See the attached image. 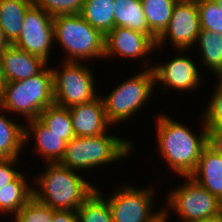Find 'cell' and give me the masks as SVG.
Instances as JSON below:
<instances>
[{"label": "cell", "mask_w": 222, "mask_h": 222, "mask_svg": "<svg viewBox=\"0 0 222 222\" xmlns=\"http://www.w3.org/2000/svg\"><path fill=\"white\" fill-rule=\"evenodd\" d=\"M156 121L157 145L162 159L178 176H190L197 167L203 149L208 145L204 122L201 133L196 134L167 114L158 115Z\"/></svg>", "instance_id": "cell-1"}, {"label": "cell", "mask_w": 222, "mask_h": 222, "mask_svg": "<svg viewBox=\"0 0 222 222\" xmlns=\"http://www.w3.org/2000/svg\"><path fill=\"white\" fill-rule=\"evenodd\" d=\"M42 172L34 178L33 197L53 210L77 211L97 189L59 162L45 163Z\"/></svg>", "instance_id": "cell-2"}, {"label": "cell", "mask_w": 222, "mask_h": 222, "mask_svg": "<svg viewBox=\"0 0 222 222\" xmlns=\"http://www.w3.org/2000/svg\"><path fill=\"white\" fill-rule=\"evenodd\" d=\"M133 143L128 139L101 134L90 137L75 136L66 143L64 155L59 162L73 170L97 168L115 163L133 152Z\"/></svg>", "instance_id": "cell-3"}, {"label": "cell", "mask_w": 222, "mask_h": 222, "mask_svg": "<svg viewBox=\"0 0 222 222\" xmlns=\"http://www.w3.org/2000/svg\"><path fill=\"white\" fill-rule=\"evenodd\" d=\"M54 103L52 67L48 65L37 75L14 82H4L0 107L5 111L21 115L27 121L38 118L39 114Z\"/></svg>", "instance_id": "cell-4"}, {"label": "cell", "mask_w": 222, "mask_h": 222, "mask_svg": "<svg viewBox=\"0 0 222 222\" xmlns=\"http://www.w3.org/2000/svg\"><path fill=\"white\" fill-rule=\"evenodd\" d=\"M54 40L65 50L63 61L85 62L104 58L105 35L80 14L53 17Z\"/></svg>", "instance_id": "cell-5"}, {"label": "cell", "mask_w": 222, "mask_h": 222, "mask_svg": "<svg viewBox=\"0 0 222 222\" xmlns=\"http://www.w3.org/2000/svg\"><path fill=\"white\" fill-rule=\"evenodd\" d=\"M147 60L143 61L146 69L144 68L143 71L141 70L138 74L121 82L108 95L100 96L103 100L106 118L111 126L128 120L137 111H140V108H143L142 106L152 96L153 90L156 88L155 76L152 64L150 65V60Z\"/></svg>", "instance_id": "cell-6"}, {"label": "cell", "mask_w": 222, "mask_h": 222, "mask_svg": "<svg viewBox=\"0 0 222 222\" xmlns=\"http://www.w3.org/2000/svg\"><path fill=\"white\" fill-rule=\"evenodd\" d=\"M183 178L186 181L168 192L166 206L162 208L165 216H168L172 210L181 219L180 221L193 222L222 212V201L192 177L183 176Z\"/></svg>", "instance_id": "cell-7"}, {"label": "cell", "mask_w": 222, "mask_h": 222, "mask_svg": "<svg viewBox=\"0 0 222 222\" xmlns=\"http://www.w3.org/2000/svg\"><path fill=\"white\" fill-rule=\"evenodd\" d=\"M83 63V64H82ZM84 62L63 61L60 69H52L54 103L70 108L89 103L99 95L96 93L94 74Z\"/></svg>", "instance_id": "cell-8"}, {"label": "cell", "mask_w": 222, "mask_h": 222, "mask_svg": "<svg viewBox=\"0 0 222 222\" xmlns=\"http://www.w3.org/2000/svg\"><path fill=\"white\" fill-rule=\"evenodd\" d=\"M151 187V188H150ZM135 188L131 185L118 187L106 200L108 201L113 222H154L162 214L155 212L154 188Z\"/></svg>", "instance_id": "cell-9"}, {"label": "cell", "mask_w": 222, "mask_h": 222, "mask_svg": "<svg viewBox=\"0 0 222 222\" xmlns=\"http://www.w3.org/2000/svg\"><path fill=\"white\" fill-rule=\"evenodd\" d=\"M54 42L53 17L33 3L26 11L20 35L12 45L48 63Z\"/></svg>", "instance_id": "cell-10"}, {"label": "cell", "mask_w": 222, "mask_h": 222, "mask_svg": "<svg viewBox=\"0 0 222 222\" xmlns=\"http://www.w3.org/2000/svg\"><path fill=\"white\" fill-rule=\"evenodd\" d=\"M199 10L196 0H178L167 28L156 40V48L161 50L167 39L175 50H189L196 47L200 33Z\"/></svg>", "instance_id": "cell-11"}, {"label": "cell", "mask_w": 222, "mask_h": 222, "mask_svg": "<svg viewBox=\"0 0 222 222\" xmlns=\"http://www.w3.org/2000/svg\"><path fill=\"white\" fill-rule=\"evenodd\" d=\"M184 55L178 54L172 59L167 61L165 64L152 65V70L155 76V85L158 86V82L162 84V91L168 93L170 89L175 91H190L196 90L201 83L200 68L197 67L194 60L191 59L185 53L188 50H178ZM186 51V52H185ZM193 60V61H192Z\"/></svg>", "instance_id": "cell-12"}, {"label": "cell", "mask_w": 222, "mask_h": 222, "mask_svg": "<svg viewBox=\"0 0 222 222\" xmlns=\"http://www.w3.org/2000/svg\"><path fill=\"white\" fill-rule=\"evenodd\" d=\"M156 43L145 33L125 27H114L105 35L104 58H147Z\"/></svg>", "instance_id": "cell-13"}, {"label": "cell", "mask_w": 222, "mask_h": 222, "mask_svg": "<svg viewBox=\"0 0 222 222\" xmlns=\"http://www.w3.org/2000/svg\"><path fill=\"white\" fill-rule=\"evenodd\" d=\"M69 110L75 136L101 135L111 126L106 118L100 95L89 103L73 105Z\"/></svg>", "instance_id": "cell-14"}, {"label": "cell", "mask_w": 222, "mask_h": 222, "mask_svg": "<svg viewBox=\"0 0 222 222\" xmlns=\"http://www.w3.org/2000/svg\"><path fill=\"white\" fill-rule=\"evenodd\" d=\"M3 82L28 79L40 73L48 63L42 58L10 45L0 53Z\"/></svg>", "instance_id": "cell-15"}, {"label": "cell", "mask_w": 222, "mask_h": 222, "mask_svg": "<svg viewBox=\"0 0 222 222\" xmlns=\"http://www.w3.org/2000/svg\"><path fill=\"white\" fill-rule=\"evenodd\" d=\"M25 125V145L33 139L35 151L40 154L46 163L60 162L66 148L64 135L51 132L38 118L26 121ZM36 141V142H35Z\"/></svg>", "instance_id": "cell-16"}, {"label": "cell", "mask_w": 222, "mask_h": 222, "mask_svg": "<svg viewBox=\"0 0 222 222\" xmlns=\"http://www.w3.org/2000/svg\"><path fill=\"white\" fill-rule=\"evenodd\" d=\"M213 196L222 201V155L208 145L203 149L194 172L190 175Z\"/></svg>", "instance_id": "cell-17"}, {"label": "cell", "mask_w": 222, "mask_h": 222, "mask_svg": "<svg viewBox=\"0 0 222 222\" xmlns=\"http://www.w3.org/2000/svg\"><path fill=\"white\" fill-rule=\"evenodd\" d=\"M0 107V158H19L25 145V125L7 118Z\"/></svg>", "instance_id": "cell-18"}, {"label": "cell", "mask_w": 222, "mask_h": 222, "mask_svg": "<svg viewBox=\"0 0 222 222\" xmlns=\"http://www.w3.org/2000/svg\"><path fill=\"white\" fill-rule=\"evenodd\" d=\"M33 0H0V27L10 44L19 37L24 17Z\"/></svg>", "instance_id": "cell-19"}, {"label": "cell", "mask_w": 222, "mask_h": 222, "mask_svg": "<svg viewBox=\"0 0 222 222\" xmlns=\"http://www.w3.org/2000/svg\"><path fill=\"white\" fill-rule=\"evenodd\" d=\"M20 173L13 181L0 188V213L15 215L32 197L33 185Z\"/></svg>", "instance_id": "cell-20"}, {"label": "cell", "mask_w": 222, "mask_h": 222, "mask_svg": "<svg viewBox=\"0 0 222 222\" xmlns=\"http://www.w3.org/2000/svg\"><path fill=\"white\" fill-rule=\"evenodd\" d=\"M203 66L222 79V34L201 29L196 41Z\"/></svg>", "instance_id": "cell-21"}, {"label": "cell", "mask_w": 222, "mask_h": 222, "mask_svg": "<svg viewBox=\"0 0 222 222\" xmlns=\"http://www.w3.org/2000/svg\"><path fill=\"white\" fill-rule=\"evenodd\" d=\"M114 27H125L149 36L141 0H114Z\"/></svg>", "instance_id": "cell-22"}, {"label": "cell", "mask_w": 222, "mask_h": 222, "mask_svg": "<svg viewBox=\"0 0 222 222\" xmlns=\"http://www.w3.org/2000/svg\"><path fill=\"white\" fill-rule=\"evenodd\" d=\"M178 0H141L149 37L156 43L157 38L167 28Z\"/></svg>", "instance_id": "cell-23"}, {"label": "cell", "mask_w": 222, "mask_h": 222, "mask_svg": "<svg viewBox=\"0 0 222 222\" xmlns=\"http://www.w3.org/2000/svg\"><path fill=\"white\" fill-rule=\"evenodd\" d=\"M114 0H84L80 15L104 35L114 28Z\"/></svg>", "instance_id": "cell-24"}, {"label": "cell", "mask_w": 222, "mask_h": 222, "mask_svg": "<svg viewBox=\"0 0 222 222\" xmlns=\"http://www.w3.org/2000/svg\"><path fill=\"white\" fill-rule=\"evenodd\" d=\"M38 119L49 128L51 132L64 135L66 142H69L75 137L70 110L67 107L53 103L39 114Z\"/></svg>", "instance_id": "cell-25"}, {"label": "cell", "mask_w": 222, "mask_h": 222, "mask_svg": "<svg viewBox=\"0 0 222 222\" xmlns=\"http://www.w3.org/2000/svg\"><path fill=\"white\" fill-rule=\"evenodd\" d=\"M97 189L76 211L78 222H113L108 201Z\"/></svg>", "instance_id": "cell-26"}, {"label": "cell", "mask_w": 222, "mask_h": 222, "mask_svg": "<svg viewBox=\"0 0 222 222\" xmlns=\"http://www.w3.org/2000/svg\"><path fill=\"white\" fill-rule=\"evenodd\" d=\"M200 28L222 34V10L213 0H196Z\"/></svg>", "instance_id": "cell-27"}, {"label": "cell", "mask_w": 222, "mask_h": 222, "mask_svg": "<svg viewBox=\"0 0 222 222\" xmlns=\"http://www.w3.org/2000/svg\"><path fill=\"white\" fill-rule=\"evenodd\" d=\"M13 217L14 222H52L53 209L32 197Z\"/></svg>", "instance_id": "cell-28"}, {"label": "cell", "mask_w": 222, "mask_h": 222, "mask_svg": "<svg viewBox=\"0 0 222 222\" xmlns=\"http://www.w3.org/2000/svg\"><path fill=\"white\" fill-rule=\"evenodd\" d=\"M215 87L201 114V122L203 120L206 128H222V79L218 80Z\"/></svg>", "instance_id": "cell-29"}, {"label": "cell", "mask_w": 222, "mask_h": 222, "mask_svg": "<svg viewBox=\"0 0 222 222\" xmlns=\"http://www.w3.org/2000/svg\"><path fill=\"white\" fill-rule=\"evenodd\" d=\"M52 17L58 15L80 14L84 0H33Z\"/></svg>", "instance_id": "cell-30"}, {"label": "cell", "mask_w": 222, "mask_h": 222, "mask_svg": "<svg viewBox=\"0 0 222 222\" xmlns=\"http://www.w3.org/2000/svg\"><path fill=\"white\" fill-rule=\"evenodd\" d=\"M19 158H0V188L13 181L20 172L15 169Z\"/></svg>", "instance_id": "cell-31"}, {"label": "cell", "mask_w": 222, "mask_h": 222, "mask_svg": "<svg viewBox=\"0 0 222 222\" xmlns=\"http://www.w3.org/2000/svg\"><path fill=\"white\" fill-rule=\"evenodd\" d=\"M207 143L216 153L222 155V128H206Z\"/></svg>", "instance_id": "cell-32"}, {"label": "cell", "mask_w": 222, "mask_h": 222, "mask_svg": "<svg viewBox=\"0 0 222 222\" xmlns=\"http://www.w3.org/2000/svg\"><path fill=\"white\" fill-rule=\"evenodd\" d=\"M52 222H78L77 212L53 210Z\"/></svg>", "instance_id": "cell-33"}, {"label": "cell", "mask_w": 222, "mask_h": 222, "mask_svg": "<svg viewBox=\"0 0 222 222\" xmlns=\"http://www.w3.org/2000/svg\"><path fill=\"white\" fill-rule=\"evenodd\" d=\"M11 44L5 37V34L3 32V29L0 27V53L5 50L7 47H9Z\"/></svg>", "instance_id": "cell-34"}, {"label": "cell", "mask_w": 222, "mask_h": 222, "mask_svg": "<svg viewBox=\"0 0 222 222\" xmlns=\"http://www.w3.org/2000/svg\"><path fill=\"white\" fill-rule=\"evenodd\" d=\"M193 222H222V212L220 214H217L215 216L207 217L201 220H196Z\"/></svg>", "instance_id": "cell-35"}, {"label": "cell", "mask_w": 222, "mask_h": 222, "mask_svg": "<svg viewBox=\"0 0 222 222\" xmlns=\"http://www.w3.org/2000/svg\"><path fill=\"white\" fill-rule=\"evenodd\" d=\"M3 77H2V66H1V57H0V99H1V92H2V86H3Z\"/></svg>", "instance_id": "cell-36"}, {"label": "cell", "mask_w": 222, "mask_h": 222, "mask_svg": "<svg viewBox=\"0 0 222 222\" xmlns=\"http://www.w3.org/2000/svg\"><path fill=\"white\" fill-rule=\"evenodd\" d=\"M169 219V215L165 216L164 214H162L157 220H155L154 222H168Z\"/></svg>", "instance_id": "cell-37"}, {"label": "cell", "mask_w": 222, "mask_h": 222, "mask_svg": "<svg viewBox=\"0 0 222 222\" xmlns=\"http://www.w3.org/2000/svg\"><path fill=\"white\" fill-rule=\"evenodd\" d=\"M218 6L219 8L222 10V0H213Z\"/></svg>", "instance_id": "cell-38"}]
</instances>
